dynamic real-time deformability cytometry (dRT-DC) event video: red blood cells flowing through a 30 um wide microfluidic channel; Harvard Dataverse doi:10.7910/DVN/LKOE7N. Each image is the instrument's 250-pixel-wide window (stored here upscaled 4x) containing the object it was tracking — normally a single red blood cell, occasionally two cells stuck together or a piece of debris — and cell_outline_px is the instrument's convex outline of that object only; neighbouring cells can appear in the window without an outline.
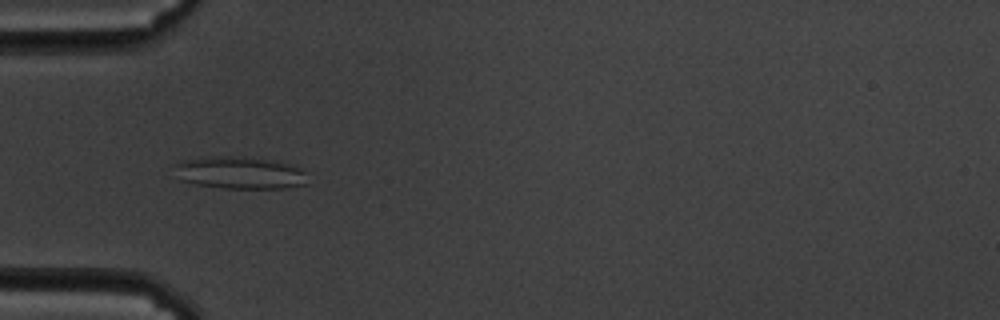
{"species": "common noctule bat (a hibernating species)", "species_latin": "Nyctalus noctula", "temperature_condition": "cold", "stored_images_in_passage": 59, "camera_frame_rate_fps": 3000, "um_per_image_px": 0.085, "animal": {"sex": "male", "body_mass_g": 19.5, "forearm_length_mm": 54.6}, "frame": {"image": 1, "passage_image": 19, "time_ms": 6.0, "image_size_px": [1000, 320], "cell_outline_px": [[308, 184], [284, 188], [220, 188], [196, 184], [180, 180], [176, 164], [180, 160], [204, 156], [236, 156], [292, 164], [300, 168], [304, 172]], "centroid_in_image_um": [20.38, 14.69], "position_along_channel_um": 64.6, "area_um2": 24.91}}
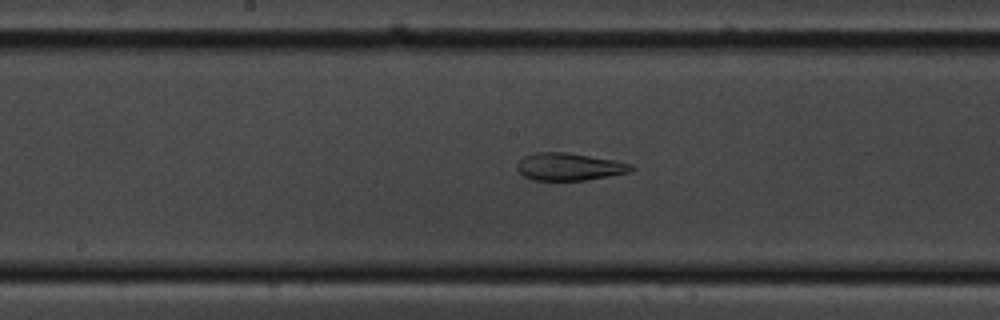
{"frame": {"image": 2, "passage_image": 31, "time_ms": 10.0, "image_size_px": [1000, 320], "cell_outline_px": [[636, 168], [632, 172], [584, 180], [532, 180], [524, 176], [516, 168], [516, 164], [524, 156], [536, 152], [568, 152], [612, 160], [632, 164]], "centroid_in_image_um": [48.38, 14.17], "position_along_channel_um": 199.8, "area_um2": 18.26}}
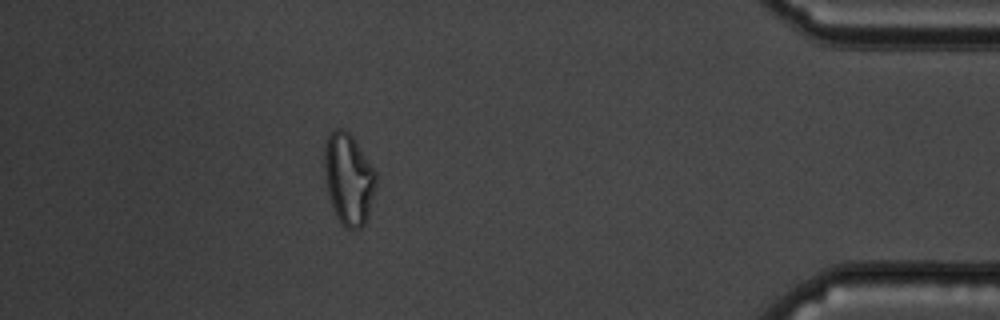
{"frame": {"image": 3, "passage_image": 53, "time_ms": 17.333, "image_size_px": [1000, 320], "cell_outline_px": [[376, 184], [368, 216], [364, 224], [360, 228], [344, 228], [336, 216], [328, 192], [324, 168], [324, 148], [328, 132], [332, 128], [344, 128], [352, 136], [376, 172]], "centroid_in_image_um": [29.61, 15.17], "position_along_channel_um": 405.6, "area_um2": 27.4}, "authors_computed_cell_mechanics": {"area_um2": 25.432, "velocity_mm_per_s": 3.4073, "shape_relaxation_time_tau1_ms": null, "shape_relaxation_time_tau2_ms": 2.9651, "deformation_change_tau1": null, "deformation_change_tau2": 0.1183}}